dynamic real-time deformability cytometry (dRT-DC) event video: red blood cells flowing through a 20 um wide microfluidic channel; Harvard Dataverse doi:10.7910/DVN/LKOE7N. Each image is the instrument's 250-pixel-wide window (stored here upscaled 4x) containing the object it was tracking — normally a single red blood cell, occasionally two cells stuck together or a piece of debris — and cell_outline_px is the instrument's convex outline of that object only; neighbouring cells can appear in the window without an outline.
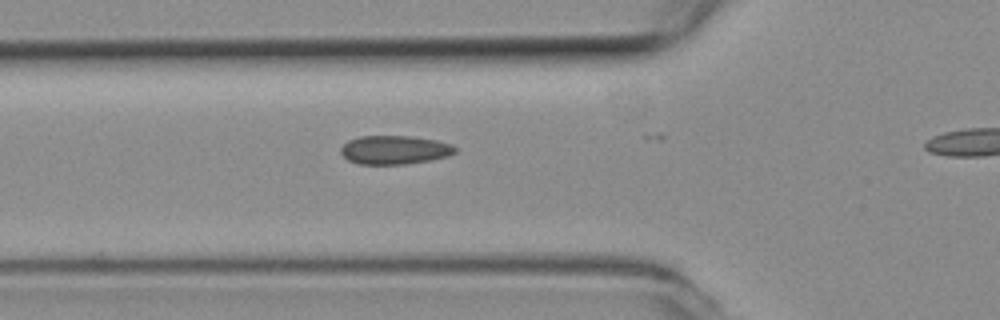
{"species": "common noctule bat (a hibernating species)", "species_latin": "Nyctalus noctula", "temperature_condition": "room temperature", "stored_images_in_passage": 6, "camera_frame_rate_fps": 3000, "um_per_image_px": 0.085, "animal": {"sex": "female", "body_mass_g": 19.3, "forearm_length_mm": 54.1}, "frame": {"image": 1, "passage_image": 2, "time_ms": 0.333, "image_size_px": [1000, 320], "cell_outline_px": [[456, 152], [448, 156], [428, 160], [404, 164], [360, 164], [348, 160], [340, 152], [340, 148], [348, 140], [360, 136], [412, 136], [436, 140], [452, 144], [456, 148]], "centroid_in_image_um": [33.53, 12.73], "position_along_channel_um": 92.3, "area_um2": 19.07}}
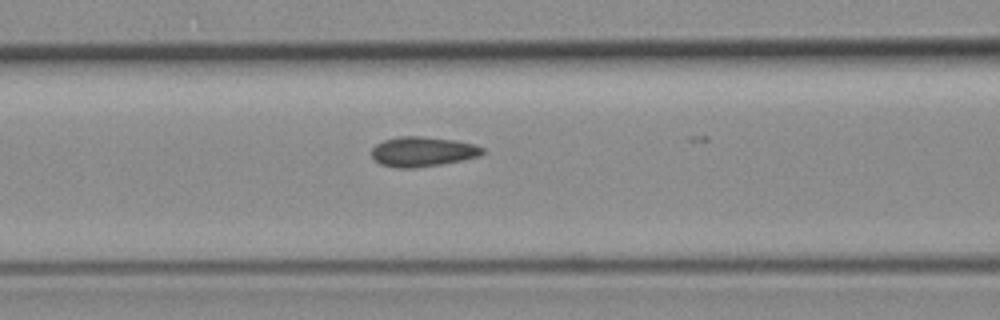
{"frame": {"image": 2, "passage_image": 5, "time_ms": 1.333, "image_size_px": [1000, 320], "cell_outline_px": [[484, 152], [480, 156], [440, 164], [416, 168], [396, 168], [380, 164], [372, 156], [372, 148], [376, 144], [384, 140], [400, 136], [424, 136], [452, 140], [476, 144], [484, 148]], "centroid_in_image_um": [35.92, 12.89], "position_along_channel_um": 130.7, "area_um2": 19.25}}